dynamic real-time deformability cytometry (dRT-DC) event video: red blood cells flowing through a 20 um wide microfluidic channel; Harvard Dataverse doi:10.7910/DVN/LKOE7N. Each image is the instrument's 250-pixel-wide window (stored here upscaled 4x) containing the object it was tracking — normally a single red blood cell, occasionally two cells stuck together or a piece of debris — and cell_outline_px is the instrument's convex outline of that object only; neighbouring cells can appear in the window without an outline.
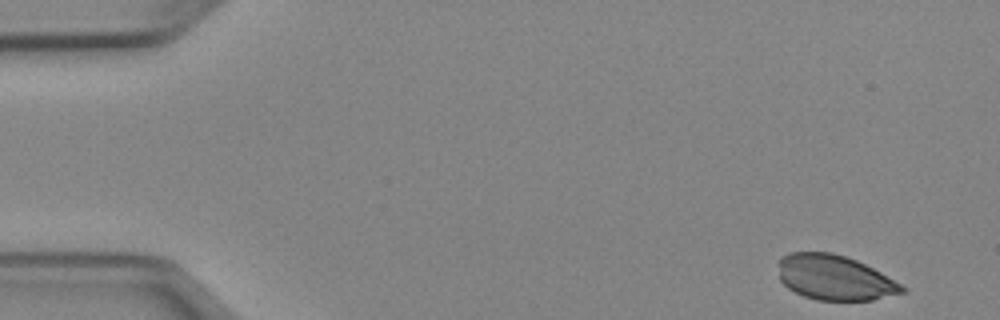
{"species": "Egyptian fruit bat (a non-hibernating species)", "species_latin": "Rousettus aegyptiacus", "temperature_condition": "cold", "stored_images_in_passage": 49, "camera_frame_rate_fps": 3000, "um_per_image_px": 0.085, "animal": {"sex": "female"}, "frame": {"image": 1, "passage_image": 1, "time_ms": 0.0, "image_size_px": [1000, 320], "cell_outline_px": [[908, 292], [872, 300], [816, 300], [804, 296], [788, 288], [780, 280], [780, 260], [788, 252], [832, 252], [856, 260], [880, 272], [908, 288]], "centroid_in_image_um": [70.98, 23.61], "position_along_channel_um": 14.0, "area_um2": 32.31}}
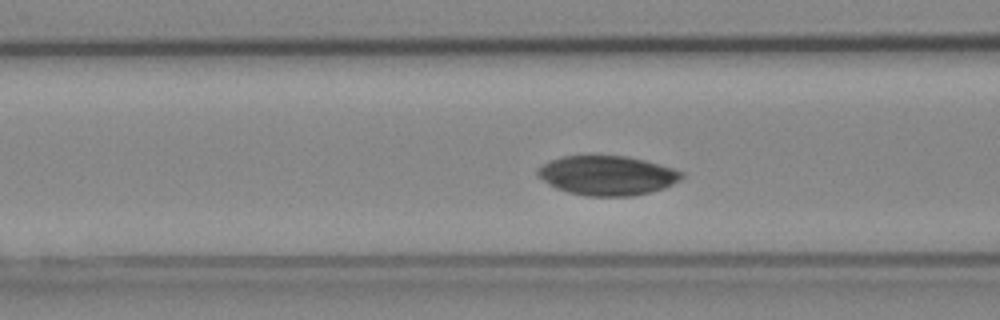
{"frame": {"image": 2, "passage_image": 18, "time_ms": 5.667, "image_size_px": [1000, 320], "cell_outline_px": [[684, 176], [680, 180], [664, 188], [632, 196], [588, 196], [568, 192], [556, 188], [536, 176], [536, 168], [540, 164], [548, 160], [560, 156], [584, 152], [596, 152], [628, 156], [660, 164], [684, 172]], "centroid_in_image_um": [51.53, 14.84], "position_along_channel_um": 115.1, "area_um2": 34.45}}
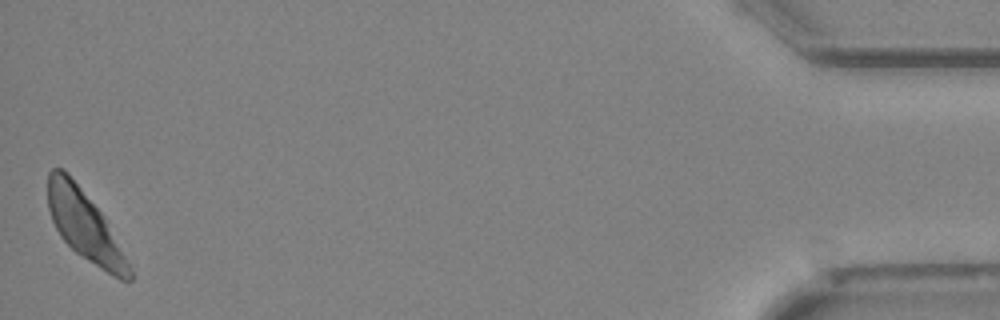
{"frame": {"image": 3, "passage_image": 49, "time_ms": 16.0, "image_size_px": [1000, 320], "cell_outline_px": [[132, 280], [120, 280], [112, 276], [76, 252], [60, 236], [52, 220], [48, 208], [48, 172], [52, 168], [64, 168], [68, 172], [104, 216], [132, 268]], "centroid_in_image_um": [7.2, 19.16], "position_along_channel_um": 428.0, "area_um2": 32.77}}